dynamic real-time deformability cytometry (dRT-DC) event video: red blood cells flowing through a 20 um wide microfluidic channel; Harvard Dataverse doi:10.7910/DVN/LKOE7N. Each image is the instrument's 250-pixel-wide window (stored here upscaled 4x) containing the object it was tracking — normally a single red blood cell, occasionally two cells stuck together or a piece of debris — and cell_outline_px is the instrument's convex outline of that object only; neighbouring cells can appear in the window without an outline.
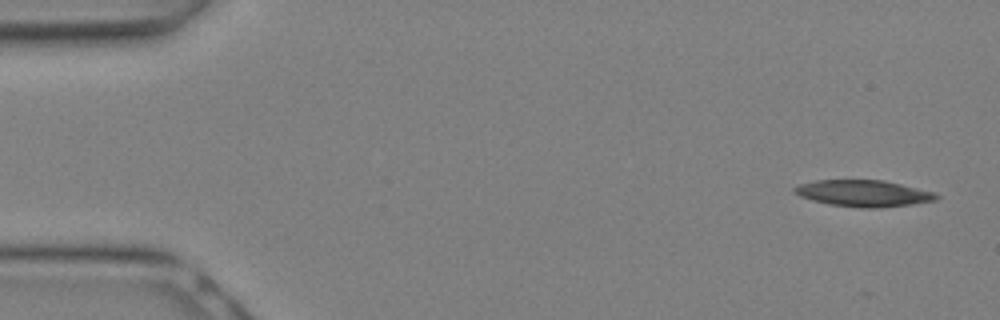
{"species": "Egyptian fruit bat (a non-hibernating species)", "species_latin": "Rousettus aegyptiacus", "temperature_condition": "warm", "stored_images_in_passage": 8, "camera_frame_rate_fps": 3000, "um_per_image_px": 0.085, "animal": {"sex": "female"}, "frame": {"image": 1, "passage_image": 1, "time_ms": 0.0, "image_size_px": [1000, 320], "cell_outline_px": [[940, 196], [936, 200], [912, 204], [876, 208], [860, 208], [828, 204], [812, 200], [800, 196], [792, 192], [792, 188], [800, 184], [816, 180], [884, 180], [936, 192]], "centroid_in_image_um": [73.4, 16.43], "position_along_channel_um": 11.6, "area_um2": 22.02}}